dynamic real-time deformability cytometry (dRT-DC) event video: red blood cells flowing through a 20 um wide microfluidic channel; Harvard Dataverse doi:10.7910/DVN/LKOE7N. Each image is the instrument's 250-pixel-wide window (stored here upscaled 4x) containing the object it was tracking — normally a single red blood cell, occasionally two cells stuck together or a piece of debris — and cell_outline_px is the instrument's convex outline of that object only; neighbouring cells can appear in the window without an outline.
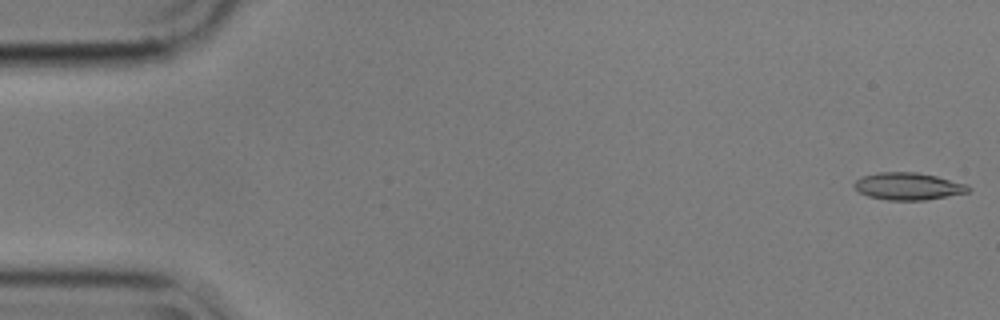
{"species": "common noctule bat (a hibernating species)", "species_latin": "Nyctalus noctula", "temperature_condition": "cold", "stored_images_in_passage": 57, "camera_frame_rate_fps": 3000, "um_per_image_px": 0.085, "animal": {"sex": "male", "body_mass_g": 17.9}, "frame": {"image": 1, "passage_image": 1, "time_ms": 0.0, "image_size_px": [1000, 320], "cell_outline_px": [[972, 188], [968, 192], [948, 196], [924, 200], [888, 200], [868, 196], [860, 192], [852, 184], [860, 176], [876, 172], [916, 172], [936, 176], [968, 184]], "centroid_in_image_um": [77.19, 15.82], "position_along_channel_um": 7.8, "area_um2": 18.21}}
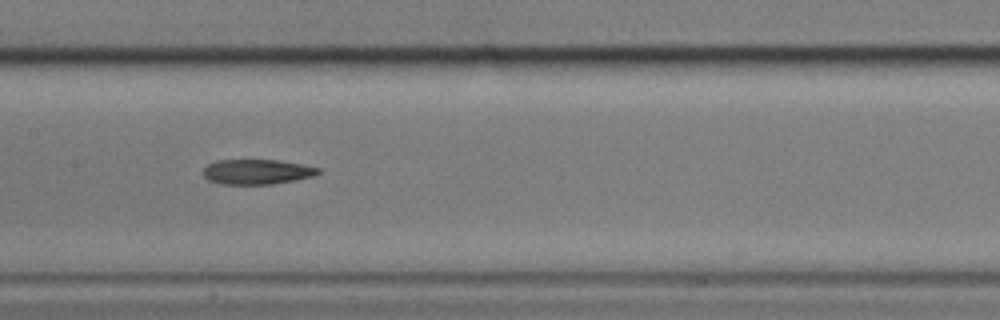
{"frame": {"image": 2, "passage_image": 27, "time_ms": 8.667, "image_size_px": [1000, 320], "cell_outline_px": [[320, 172], [316, 176], [296, 180], [272, 184], [220, 184], [208, 180], [204, 176], [204, 168], [208, 164], [216, 160], [276, 160], [304, 164], [320, 168]], "centroid_in_image_um": [21.87, 14.6], "position_along_channel_um": 185.5, "area_um2": 16.88}}
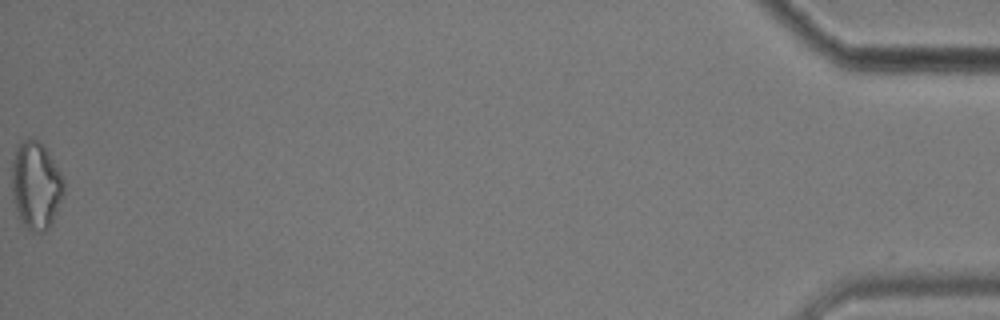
{"frame": {"image": 3, "passage_image": 56, "time_ms": 18.333, "image_size_px": [1000, 320], "cell_outline_px": [[64, 196], [52, 224], [44, 232], [32, 232], [24, 224], [12, 200], [12, 160], [16, 148], [24, 140], [40, 140], [48, 152], [60, 172], [64, 180]], "centroid_in_image_um": [3.07, 15.78], "position_along_channel_um": 432.1, "area_um2": 26.53}}